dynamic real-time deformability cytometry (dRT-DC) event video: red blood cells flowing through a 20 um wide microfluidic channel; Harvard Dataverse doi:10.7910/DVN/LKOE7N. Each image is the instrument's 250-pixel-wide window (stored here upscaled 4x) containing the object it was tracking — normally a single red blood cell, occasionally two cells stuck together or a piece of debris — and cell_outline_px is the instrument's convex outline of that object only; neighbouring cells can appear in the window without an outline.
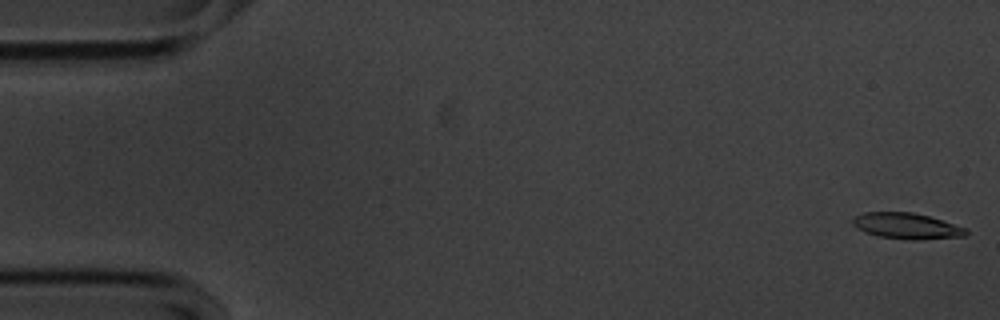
{"species": "common noctule bat (a hibernating species)", "species_latin": "Nyctalus noctula", "temperature_condition": "cold", "stored_images_in_passage": 57, "segment_of_instrument_passage": [1, 2], "camera_frame_rate_fps": 3000, "um_per_image_px": 0.085, "animal": {"sex": "male", "body_mass_g": 20.1, "forearm_length_mm": 53.5}, "frame": {"image": 1, "passage_image": 1, "time_ms": 0.0, "image_size_px": [1000, 320], "cell_outline_px": [[968, 232], [964, 236], [908, 240], [876, 236], [864, 232], [856, 228], [852, 224], [852, 220], [856, 216], [864, 212], [912, 212], [928, 216], [968, 228]], "centroid_in_image_um": [77.04, 19.2], "position_along_channel_um": 8.0, "area_um2": 17.11}}
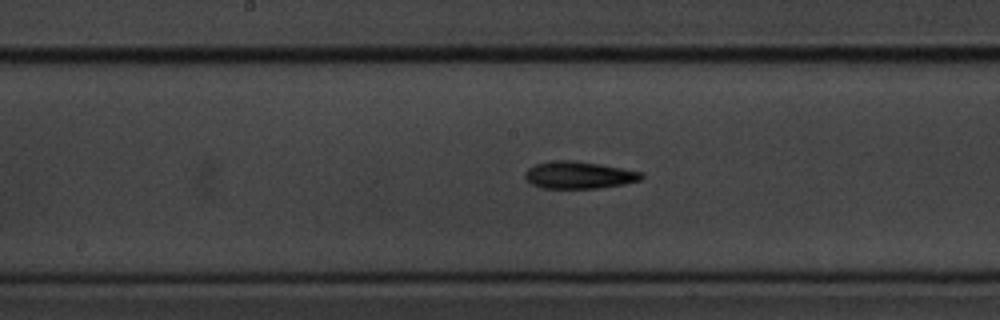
{"frame": {"image": 2, "passage_image": 28, "time_ms": 9.0, "image_size_px": [1000, 320], "cell_outline_px": [[644, 176], [640, 180], [624, 184], [596, 188], [544, 188], [532, 184], [524, 176], [524, 172], [528, 168], [536, 164], [552, 160], [572, 160], [600, 164], [644, 172]], "centroid_in_image_um": [49.21, 14.87], "position_along_channel_um": 199.0, "area_um2": 18.44}}
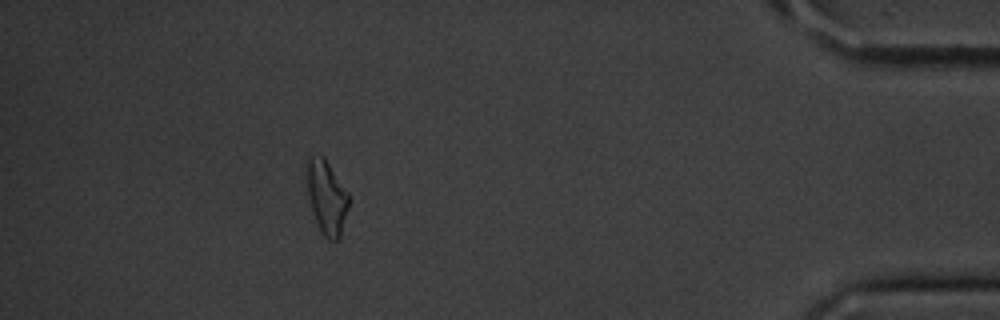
{"frame": {"image": 3, "passage_image": 50, "time_ms": 16.333, "image_size_px": [1000, 320], "cell_outline_px": [[348, 208], [340, 240], [328, 240], [324, 236], [312, 212], [308, 196], [308, 160], [312, 156], [320, 152], [324, 156], [348, 192]], "centroid_in_image_um": [27.79, 16.77], "position_along_channel_um": 407.4, "area_um2": 17.86}}